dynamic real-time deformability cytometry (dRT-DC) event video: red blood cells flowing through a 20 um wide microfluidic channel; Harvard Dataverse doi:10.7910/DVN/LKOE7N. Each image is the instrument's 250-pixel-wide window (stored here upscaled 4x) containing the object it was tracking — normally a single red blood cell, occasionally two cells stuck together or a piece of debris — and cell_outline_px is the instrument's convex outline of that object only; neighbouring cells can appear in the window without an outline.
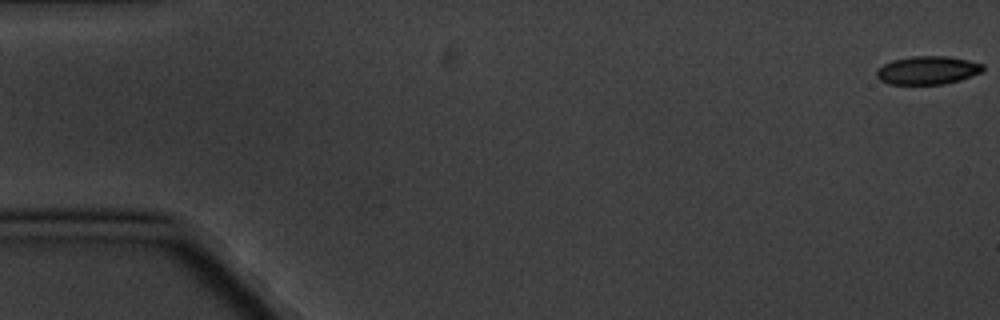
{"species": "common noctule bat (a hibernating species)", "species_latin": "Nyctalus noctula", "temperature_condition": "cold", "stored_images_in_passage": 5, "camera_frame_rate_fps": 3000, "um_per_image_px": 0.085, "animal": {"sex": "male", "body_mass_g": 20.1, "forearm_length_mm": 53.5}, "frame": {"image": 1, "passage_image": 1, "time_ms": 0.0, "image_size_px": [1000, 320], "cell_outline_px": [[984, 68], [980, 72], [972, 76], [960, 80], [944, 84], [888, 84], [880, 80], [876, 76], [876, 68], [892, 60], [912, 56], [948, 56], [968, 60], [984, 64]], "centroid_in_image_um": [78.82, 5.97], "position_along_channel_um": 6.2, "area_um2": 17.63}}
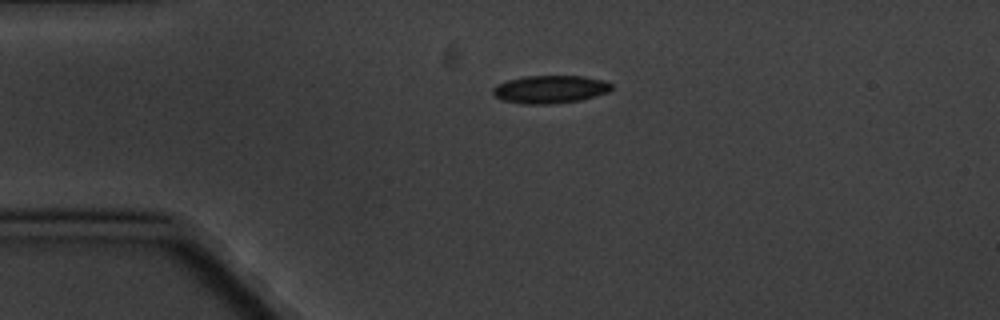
{"frame": {"image": 2, "passage_image": 4, "time_ms": 4.333, "image_size_px": [1000, 320], "cell_outline_px": [[612, 88], [608, 92], [596, 96], [580, 100], [552, 104], [524, 104], [500, 100], [492, 92], [492, 88], [496, 84], [508, 80], [524, 76], [584, 76], [600, 80], [612, 84]], "centroid_in_image_um": [46.72, 7.6], "position_along_channel_um": 38.3, "area_um2": 19.31}}